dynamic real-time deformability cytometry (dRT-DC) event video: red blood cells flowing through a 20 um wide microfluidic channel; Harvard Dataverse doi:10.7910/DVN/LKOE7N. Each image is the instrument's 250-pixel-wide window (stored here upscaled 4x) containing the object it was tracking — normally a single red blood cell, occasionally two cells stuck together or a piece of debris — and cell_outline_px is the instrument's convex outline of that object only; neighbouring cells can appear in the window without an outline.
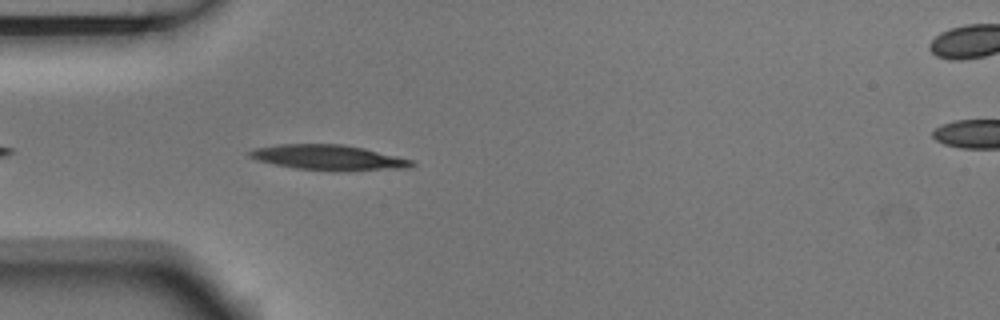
{"species": "Egyptian fruit bat (a non-hibernating species)", "species_latin": "Rousettus aegyptiacus", "temperature_condition": "room temperature", "stored_images_in_passage": 5, "camera_frame_rate_fps": 3000, "um_per_image_px": 0.085, "animal": {"sex": "male"}, "frame": {"image": 1, "passage_image": 4, "time_ms": 1.0, "image_size_px": [1000, 320], "cell_outline_px": [[416, 164], [412, 168], [344, 172], [336, 172], [296, 168], [256, 160], [248, 156], [248, 152], [256, 148], [280, 144], [344, 144], [364, 148], [416, 160]], "centroid_in_image_um": [28.05, 13.41], "position_along_channel_um": 56.9, "area_um2": 24.39}}